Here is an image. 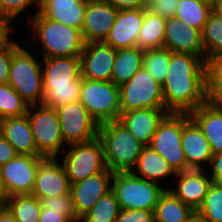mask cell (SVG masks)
I'll use <instances>...</instances> for the list:
<instances>
[{"label":"cell","instance_id":"6da1fadb","mask_svg":"<svg viewBox=\"0 0 222 222\" xmlns=\"http://www.w3.org/2000/svg\"><path fill=\"white\" fill-rule=\"evenodd\" d=\"M165 109L169 113H190L205 104L204 59L190 53L172 52L162 85Z\"/></svg>","mask_w":222,"mask_h":222},{"label":"cell","instance_id":"7a4b0ae2","mask_svg":"<svg viewBox=\"0 0 222 222\" xmlns=\"http://www.w3.org/2000/svg\"><path fill=\"white\" fill-rule=\"evenodd\" d=\"M44 100L50 108L79 101L82 84L80 57L43 58Z\"/></svg>","mask_w":222,"mask_h":222},{"label":"cell","instance_id":"3957f363","mask_svg":"<svg viewBox=\"0 0 222 222\" xmlns=\"http://www.w3.org/2000/svg\"><path fill=\"white\" fill-rule=\"evenodd\" d=\"M97 138L103 146L105 165L113 172L131 171L145 147L119 120L99 124Z\"/></svg>","mask_w":222,"mask_h":222},{"label":"cell","instance_id":"277c9868","mask_svg":"<svg viewBox=\"0 0 222 222\" xmlns=\"http://www.w3.org/2000/svg\"><path fill=\"white\" fill-rule=\"evenodd\" d=\"M28 19L33 28V40L39 39L42 43L44 58L80 57L85 46L80 29L48 19L39 12Z\"/></svg>","mask_w":222,"mask_h":222},{"label":"cell","instance_id":"5b68a950","mask_svg":"<svg viewBox=\"0 0 222 222\" xmlns=\"http://www.w3.org/2000/svg\"><path fill=\"white\" fill-rule=\"evenodd\" d=\"M41 63L19 45L12 53L8 84L31 105H42L44 100Z\"/></svg>","mask_w":222,"mask_h":222},{"label":"cell","instance_id":"8992f818","mask_svg":"<svg viewBox=\"0 0 222 222\" xmlns=\"http://www.w3.org/2000/svg\"><path fill=\"white\" fill-rule=\"evenodd\" d=\"M160 183L142 179L129 172H114L112 191L120 209L154 211L159 197L165 191Z\"/></svg>","mask_w":222,"mask_h":222},{"label":"cell","instance_id":"52a82bcc","mask_svg":"<svg viewBox=\"0 0 222 222\" xmlns=\"http://www.w3.org/2000/svg\"><path fill=\"white\" fill-rule=\"evenodd\" d=\"M79 101L98 124L120 117V90L112 81L82 78Z\"/></svg>","mask_w":222,"mask_h":222},{"label":"cell","instance_id":"ba28073f","mask_svg":"<svg viewBox=\"0 0 222 222\" xmlns=\"http://www.w3.org/2000/svg\"><path fill=\"white\" fill-rule=\"evenodd\" d=\"M119 90L121 113L145 108H165L162 86L143 67Z\"/></svg>","mask_w":222,"mask_h":222},{"label":"cell","instance_id":"9c48e42d","mask_svg":"<svg viewBox=\"0 0 222 222\" xmlns=\"http://www.w3.org/2000/svg\"><path fill=\"white\" fill-rule=\"evenodd\" d=\"M27 115L37 152L42 157H57L64 140L55 108L31 105Z\"/></svg>","mask_w":222,"mask_h":222},{"label":"cell","instance_id":"30bf717a","mask_svg":"<svg viewBox=\"0 0 222 222\" xmlns=\"http://www.w3.org/2000/svg\"><path fill=\"white\" fill-rule=\"evenodd\" d=\"M63 159V167L70 184L103 172L107 167L104 161V152L101 141L96 138L92 141L71 144Z\"/></svg>","mask_w":222,"mask_h":222},{"label":"cell","instance_id":"8fae6325","mask_svg":"<svg viewBox=\"0 0 222 222\" xmlns=\"http://www.w3.org/2000/svg\"><path fill=\"white\" fill-rule=\"evenodd\" d=\"M181 137L182 113H168L159 123L149 145L176 172L187 170V161L181 146Z\"/></svg>","mask_w":222,"mask_h":222},{"label":"cell","instance_id":"7c38bea8","mask_svg":"<svg viewBox=\"0 0 222 222\" xmlns=\"http://www.w3.org/2000/svg\"><path fill=\"white\" fill-rule=\"evenodd\" d=\"M65 145L86 143L98 137L99 124L80 101L55 108Z\"/></svg>","mask_w":222,"mask_h":222},{"label":"cell","instance_id":"4fadbf2b","mask_svg":"<svg viewBox=\"0 0 222 222\" xmlns=\"http://www.w3.org/2000/svg\"><path fill=\"white\" fill-rule=\"evenodd\" d=\"M42 156L17 155L0 167L1 182L7 197L31 194Z\"/></svg>","mask_w":222,"mask_h":222},{"label":"cell","instance_id":"5bb4252c","mask_svg":"<svg viewBox=\"0 0 222 222\" xmlns=\"http://www.w3.org/2000/svg\"><path fill=\"white\" fill-rule=\"evenodd\" d=\"M113 173L106 168L103 172L71 184L70 194L78 222L102 196L112 190Z\"/></svg>","mask_w":222,"mask_h":222},{"label":"cell","instance_id":"9a60e30c","mask_svg":"<svg viewBox=\"0 0 222 222\" xmlns=\"http://www.w3.org/2000/svg\"><path fill=\"white\" fill-rule=\"evenodd\" d=\"M116 49L103 41L85 43L80 55L81 77L89 80L111 81Z\"/></svg>","mask_w":222,"mask_h":222},{"label":"cell","instance_id":"2e32d148","mask_svg":"<svg viewBox=\"0 0 222 222\" xmlns=\"http://www.w3.org/2000/svg\"><path fill=\"white\" fill-rule=\"evenodd\" d=\"M70 181L65 169L56 157H43L37 168L32 195L45 199L60 196L70 192Z\"/></svg>","mask_w":222,"mask_h":222},{"label":"cell","instance_id":"e0dca14e","mask_svg":"<svg viewBox=\"0 0 222 222\" xmlns=\"http://www.w3.org/2000/svg\"><path fill=\"white\" fill-rule=\"evenodd\" d=\"M119 10L103 0H87L82 35L85 43L104 41Z\"/></svg>","mask_w":222,"mask_h":222},{"label":"cell","instance_id":"ac0fdd59","mask_svg":"<svg viewBox=\"0 0 222 222\" xmlns=\"http://www.w3.org/2000/svg\"><path fill=\"white\" fill-rule=\"evenodd\" d=\"M181 146L186 157L187 170L204 169V163H211L213 153L210 144L188 113H182Z\"/></svg>","mask_w":222,"mask_h":222},{"label":"cell","instance_id":"d6986e66","mask_svg":"<svg viewBox=\"0 0 222 222\" xmlns=\"http://www.w3.org/2000/svg\"><path fill=\"white\" fill-rule=\"evenodd\" d=\"M164 48L171 52L190 53L205 60L201 31L171 17L166 19Z\"/></svg>","mask_w":222,"mask_h":222},{"label":"cell","instance_id":"ffe728a7","mask_svg":"<svg viewBox=\"0 0 222 222\" xmlns=\"http://www.w3.org/2000/svg\"><path fill=\"white\" fill-rule=\"evenodd\" d=\"M147 9L119 11L114 25L103 42L116 50L137 47V38Z\"/></svg>","mask_w":222,"mask_h":222},{"label":"cell","instance_id":"44dd1931","mask_svg":"<svg viewBox=\"0 0 222 222\" xmlns=\"http://www.w3.org/2000/svg\"><path fill=\"white\" fill-rule=\"evenodd\" d=\"M203 169H189L177 172L178 185L175 189L168 188L177 198L195 212L202 205L212 178L203 173Z\"/></svg>","mask_w":222,"mask_h":222},{"label":"cell","instance_id":"7402d4cb","mask_svg":"<svg viewBox=\"0 0 222 222\" xmlns=\"http://www.w3.org/2000/svg\"><path fill=\"white\" fill-rule=\"evenodd\" d=\"M168 113L165 108H145L123 112L118 120L139 142L149 146L159 123Z\"/></svg>","mask_w":222,"mask_h":222},{"label":"cell","instance_id":"603a6c76","mask_svg":"<svg viewBox=\"0 0 222 222\" xmlns=\"http://www.w3.org/2000/svg\"><path fill=\"white\" fill-rule=\"evenodd\" d=\"M210 144L213 154L222 153V106L214 99L189 113Z\"/></svg>","mask_w":222,"mask_h":222},{"label":"cell","instance_id":"cb8c5ba5","mask_svg":"<svg viewBox=\"0 0 222 222\" xmlns=\"http://www.w3.org/2000/svg\"><path fill=\"white\" fill-rule=\"evenodd\" d=\"M0 133L14 147L18 155L41 156L37 152L27 114L1 119Z\"/></svg>","mask_w":222,"mask_h":222},{"label":"cell","instance_id":"d4e9b609","mask_svg":"<svg viewBox=\"0 0 222 222\" xmlns=\"http://www.w3.org/2000/svg\"><path fill=\"white\" fill-rule=\"evenodd\" d=\"M87 0H42L39 13L66 26L82 29Z\"/></svg>","mask_w":222,"mask_h":222},{"label":"cell","instance_id":"484cf974","mask_svg":"<svg viewBox=\"0 0 222 222\" xmlns=\"http://www.w3.org/2000/svg\"><path fill=\"white\" fill-rule=\"evenodd\" d=\"M130 172L137 177L157 183L164 177L177 175L173 167L150 146L143 148L135 166Z\"/></svg>","mask_w":222,"mask_h":222},{"label":"cell","instance_id":"4316f807","mask_svg":"<svg viewBox=\"0 0 222 222\" xmlns=\"http://www.w3.org/2000/svg\"><path fill=\"white\" fill-rule=\"evenodd\" d=\"M196 212L177 198L170 190L159 197L154 209V222H194Z\"/></svg>","mask_w":222,"mask_h":222},{"label":"cell","instance_id":"83f0119b","mask_svg":"<svg viewBox=\"0 0 222 222\" xmlns=\"http://www.w3.org/2000/svg\"><path fill=\"white\" fill-rule=\"evenodd\" d=\"M143 55L139 47L117 49L111 81L118 87L127 83L143 67Z\"/></svg>","mask_w":222,"mask_h":222},{"label":"cell","instance_id":"f1b7e54d","mask_svg":"<svg viewBox=\"0 0 222 222\" xmlns=\"http://www.w3.org/2000/svg\"><path fill=\"white\" fill-rule=\"evenodd\" d=\"M42 212L39 222H78L69 193L40 199Z\"/></svg>","mask_w":222,"mask_h":222},{"label":"cell","instance_id":"f546056e","mask_svg":"<svg viewBox=\"0 0 222 222\" xmlns=\"http://www.w3.org/2000/svg\"><path fill=\"white\" fill-rule=\"evenodd\" d=\"M165 24V18L147 9L137 38V47L144 51L164 47Z\"/></svg>","mask_w":222,"mask_h":222},{"label":"cell","instance_id":"4dcf8cb0","mask_svg":"<svg viewBox=\"0 0 222 222\" xmlns=\"http://www.w3.org/2000/svg\"><path fill=\"white\" fill-rule=\"evenodd\" d=\"M213 10V5L199 0H180L174 17L182 23L202 32Z\"/></svg>","mask_w":222,"mask_h":222},{"label":"cell","instance_id":"1f68e13d","mask_svg":"<svg viewBox=\"0 0 222 222\" xmlns=\"http://www.w3.org/2000/svg\"><path fill=\"white\" fill-rule=\"evenodd\" d=\"M5 206L17 222H39L42 206L40 200L32 194L7 197Z\"/></svg>","mask_w":222,"mask_h":222},{"label":"cell","instance_id":"d6a6232c","mask_svg":"<svg viewBox=\"0 0 222 222\" xmlns=\"http://www.w3.org/2000/svg\"><path fill=\"white\" fill-rule=\"evenodd\" d=\"M199 222H222V183L212 182L205 199L196 211Z\"/></svg>","mask_w":222,"mask_h":222},{"label":"cell","instance_id":"836d02e7","mask_svg":"<svg viewBox=\"0 0 222 222\" xmlns=\"http://www.w3.org/2000/svg\"><path fill=\"white\" fill-rule=\"evenodd\" d=\"M119 211V203L111 190L102 196L79 222H116Z\"/></svg>","mask_w":222,"mask_h":222},{"label":"cell","instance_id":"e575fe53","mask_svg":"<svg viewBox=\"0 0 222 222\" xmlns=\"http://www.w3.org/2000/svg\"><path fill=\"white\" fill-rule=\"evenodd\" d=\"M201 34L205 57L222 53V16L215 10L209 15Z\"/></svg>","mask_w":222,"mask_h":222},{"label":"cell","instance_id":"d590c367","mask_svg":"<svg viewBox=\"0 0 222 222\" xmlns=\"http://www.w3.org/2000/svg\"><path fill=\"white\" fill-rule=\"evenodd\" d=\"M171 51L162 47L144 51L143 68L162 86L169 69Z\"/></svg>","mask_w":222,"mask_h":222},{"label":"cell","instance_id":"8d00e7d4","mask_svg":"<svg viewBox=\"0 0 222 222\" xmlns=\"http://www.w3.org/2000/svg\"><path fill=\"white\" fill-rule=\"evenodd\" d=\"M28 109V103L9 84H0V120L26 115Z\"/></svg>","mask_w":222,"mask_h":222},{"label":"cell","instance_id":"74e56055","mask_svg":"<svg viewBox=\"0 0 222 222\" xmlns=\"http://www.w3.org/2000/svg\"><path fill=\"white\" fill-rule=\"evenodd\" d=\"M205 88L209 99L222 91V53L205 57Z\"/></svg>","mask_w":222,"mask_h":222},{"label":"cell","instance_id":"f35d334b","mask_svg":"<svg viewBox=\"0 0 222 222\" xmlns=\"http://www.w3.org/2000/svg\"><path fill=\"white\" fill-rule=\"evenodd\" d=\"M42 0H0V13L8 16L12 20L18 17L29 6L37 4V10L39 12Z\"/></svg>","mask_w":222,"mask_h":222},{"label":"cell","instance_id":"ab89813d","mask_svg":"<svg viewBox=\"0 0 222 222\" xmlns=\"http://www.w3.org/2000/svg\"><path fill=\"white\" fill-rule=\"evenodd\" d=\"M19 45L20 44L0 45V84H8L12 53Z\"/></svg>","mask_w":222,"mask_h":222},{"label":"cell","instance_id":"60d3db41","mask_svg":"<svg viewBox=\"0 0 222 222\" xmlns=\"http://www.w3.org/2000/svg\"><path fill=\"white\" fill-rule=\"evenodd\" d=\"M116 222H154V211L120 209Z\"/></svg>","mask_w":222,"mask_h":222},{"label":"cell","instance_id":"b9f144b4","mask_svg":"<svg viewBox=\"0 0 222 222\" xmlns=\"http://www.w3.org/2000/svg\"><path fill=\"white\" fill-rule=\"evenodd\" d=\"M180 0H156L148 6V10L162 18L169 19L175 16Z\"/></svg>","mask_w":222,"mask_h":222},{"label":"cell","instance_id":"7bdbcfd3","mask_svg":"<svg viewBox=\"0 0 222 222\" xmlns=\"http://www.w3.org/2000/svg\"><path fill=\"white\" fill-rule=\"evenodd\" d=\"M14 20L0 13V45L2 44H18L10 39V33L13 28L11 24Z\"/></svg>","mask_w":222,"mask_h":222},{"label":"cell","instance_id":"ee69618b","mask_svg":"<svg viewBox=\"0 0 222 222\" xmlns=\"http://www.w3.org/2000/svg\"><path fill=\"white\" fill-rule=\"evenodd\" d=\"M14 147L0 133V167L17 156Z\"/></svg>","mask_w":222,"mask_h":222},{"label":"cell","instance_id":"f6af8a7d","mask_svg":"<svg viewBox=\"0 0 222 222\" xmlns=\"http://www.w3.org/2000/svg\"><path fill=\"white\" fill-rule=\"evenodd\" d=\"M103 1L109 3L113 7L117 8L119 11L148 8L144 0H103Z\"/></svg>","mask_w":222,"mask_h":222},{"label":"cell","instance_id":"bcb514c9","mask_svg":"<svg viewBox=\"0 0 222 222\" xmlns=\"http://www.w3.org/2000/svg\"><path fill=\"white\" fill-rule=\"evenodd\" d=\"M210 165L213 168L210 176L212 181L222 183V153L213 154Z\"/></svg>","mask_w":222,"mask_h":222},{"label":"cell","instance_id":"7dc6e473","mask_svg":"<svg viewBox=\"0 0 222 222\" xmlns=\"http://www.w3.org/2000/svg\"><path fill=\"white\" fill-rule=\"evenodd\" d=\"M0 222H17L6 206L0 210Z\"/></svg>","mask_w":222,"mask_h":222},{"label":"cell","instance_id":"c3c4849f","mask_svg":"<svg viewBox=\"0 0 222 222\" xmlns=\"http://www.w3.org/2000/svg\"><path fill=\"white\" fill-rule=\"evenodd\" d=\"M214 10L222 16V0H216Z\"/></svg>","mask_w":222,"mask_h":222},{"label":"cell","instance_id":"681fc988","mask_svg":"<svg viewBox=\"0 0 222 222\" xmlns=\"http://www.w3.org/2000/svg\"><path fill=\"white\" fill-rule=\"evenodd\" d=\"M0 198L5 202L6 201V193L4 191V188H3V185H2V182H1V177H0Z\"/></svg>","mask_w":222,"mask_h":222},{"label":"cell","instance_id":"f907efd6","mask_svg":"<svg viewBox=\"0 0 222 222\" xmlns=\"http://www.w3.org/2000/svg\"><path fill=\"white\" fill-rule=\"evenodd\" d=\"M214 100L222 106V91L214 98Z\"/></svg>","mask_w":222,"mask_h":222},{"label":"cell","instance_id":"816d5d0a","mask_svg":"<svg viewBox=\"0 0 222 222\" xmlns=\"http://www.w3.org/2000/svg\"><path fill=\"white\" fill-rule=\"evenodd\" d=\"M199 1H202L204 3L210 4L213 6H215V3H216V0H199Z\"/></svg>","mask_w":222,"mask_h":222},{"label":"cell","instance_id":"f5cc1de1","mask_svg":"<svg viewBox=\"0 0 222 222\" xmlns=\"http://www.w3.org/2000/svg\"><path fill=\"white\" fill-rule=\"evenodd\" d=\"M156 0H144L146 6L148 7L151 3H153Z\"/></svg>","mask_w":222,"mask_h":222},{"label":"cell","instance_id":"db71d44e","mask_svg":"<svg viewBox=\"0 0 222 222\" xmlns=\"http://www.w3.org/2000/svg\"><path fill=\"white\" fill-rule=\"evenodd\" d=\"M5 206V202L0 198V210Z\"/></svg>","mask_w":222,"mask_h":222}]
</instances>
